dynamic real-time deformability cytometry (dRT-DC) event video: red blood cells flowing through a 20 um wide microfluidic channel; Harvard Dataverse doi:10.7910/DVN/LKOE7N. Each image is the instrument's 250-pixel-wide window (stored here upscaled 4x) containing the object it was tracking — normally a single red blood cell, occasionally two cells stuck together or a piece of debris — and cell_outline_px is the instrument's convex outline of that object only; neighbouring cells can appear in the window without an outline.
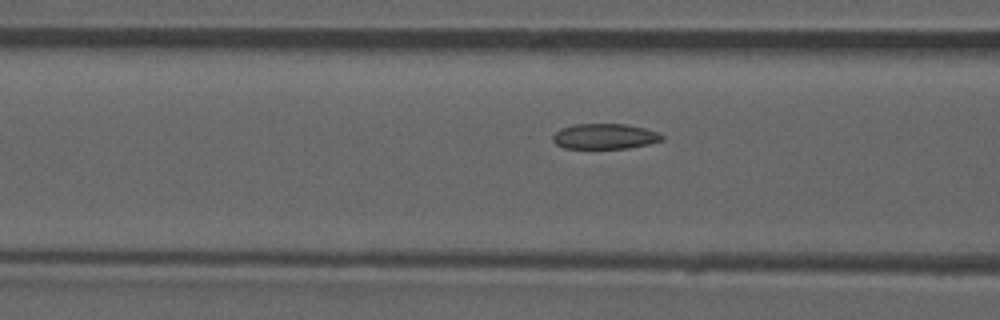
{"species": "common noctule bat (a hibernating species)", "species_latin": "Nyctalus noctula", "temperature_condition": "room temperature", "stored_images_in_passage": 38, "camera_frame_rate_fps": 3000, "um_per_image_px": 0.085, "animal": {"sex": "male", "forearm_length_mm": 52.5}, "frame": {"image": 1, "passage_image": 6, "time_ms": 1.667, "image_size_px": [1000, 320], "cell_outline_px": [[664, 140], [648, 144], [628, 148], [564, 148], [556, 144], [552, 140], [552, 136], [560, 128], [576, 124], [624, 124], [644, 128], [656, 132], [664, 136]], "centroid_in_image_um": [51.39, 11.59], "position_along_channel_um": 115.2, "area_um2": 16.07}, "authors_computed_cell_mechanics": {"area_um2": 16.2129, "velocity_mm_per_s": 3.9095, "shape_relaxation_time_tau1_ms": null, "shape_relaxation_time_tau2_ms": 5.3804, "deformation_change_tau1": null, "deformation_change_tau2": 0.0956}}